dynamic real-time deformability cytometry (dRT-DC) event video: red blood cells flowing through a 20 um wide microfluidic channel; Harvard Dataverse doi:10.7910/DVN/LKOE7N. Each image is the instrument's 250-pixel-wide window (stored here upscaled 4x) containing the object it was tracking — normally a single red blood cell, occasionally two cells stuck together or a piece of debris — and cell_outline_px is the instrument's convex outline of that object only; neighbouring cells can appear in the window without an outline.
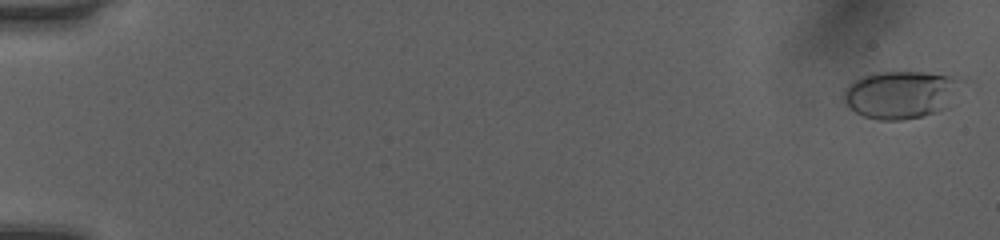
{"species": "human", "species_latin": "Homo sapiens", "temperature_condition": "room temperature", "stored_images_in_passage": 52, "camera_frame_rate_fps": 3000, "um_per_image_px": 0.085, "donor": {"sex": "female"}, "frame": {"image": 1, "passage_image": 1, "time_ms": 0.0, "image_size_px": [1000, 240], "cell_outline_px": [[968, 80], [952, 108], [924, 116], [904, 120], [880, 120], [864, 116], [856, 112], [844, 104], [840, 96], [844, 88], [848, 84], [860, 76], [880, 72], [920, 72], [964, 76]], "centroid_in_image_um": [76.71, 8.03], "position_along_channel_um": 8.3, "area_um2": 34.51}}
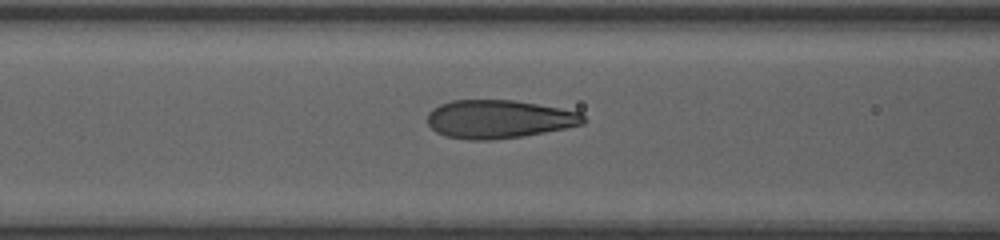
{"frame": {"image": 2, "passage_image": 23, "time_ms": 7.333, "image_size_px": [1000, 240], "cell_outline_px": [[584, 124], [524, 136], [488, 140], [468, 140], [444, 136], [436, 132], [428, 124], [428, 112], [432, 108], [440, 104], [452, 100], [512, 100], [560, 108], [580, 112], [584, 116]], "centroid_in_image_um": [42.37, 10.13], "position_along_channel_um": 124.2, "area_um2": 34.8}}
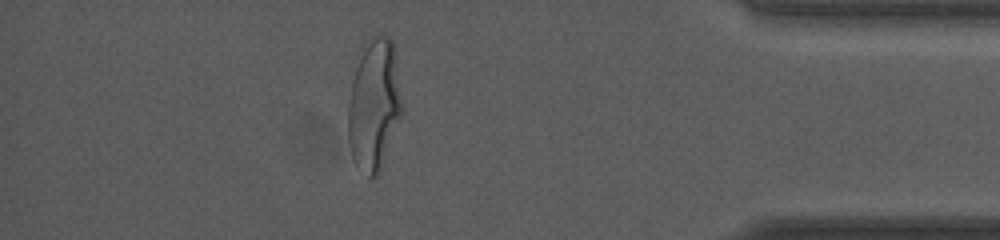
{"frame": {"image": 3, "passage_image": 46, "time_ms": 15.0, "image_size_px": [1000, 240], "cell_outline_px": [[404, 112], [380, 172], [372, 180], [368, 180], [356, 164], [352, 156], [348, 140], [348, 104], [352, 80], [360, 44], [364, 40], [372, 36], [388, 36], [392, 40], [404, 108]], "centroid_in_image_um": [31.8, 8.91], "position_along_channel_um": 403.4, "area_um2": 42.48}, "authors_computed_cell_mechanics": {"area_um2": 34.7378, "velocity_mm_per_s": 4.0747, "shape_relaxation_time_tau1_ms": 3.4438, "shape_relaxation_time_tau2_ms": null, "deformation_change_tau1": 0.2078, "deformation_change_tau2": null}}